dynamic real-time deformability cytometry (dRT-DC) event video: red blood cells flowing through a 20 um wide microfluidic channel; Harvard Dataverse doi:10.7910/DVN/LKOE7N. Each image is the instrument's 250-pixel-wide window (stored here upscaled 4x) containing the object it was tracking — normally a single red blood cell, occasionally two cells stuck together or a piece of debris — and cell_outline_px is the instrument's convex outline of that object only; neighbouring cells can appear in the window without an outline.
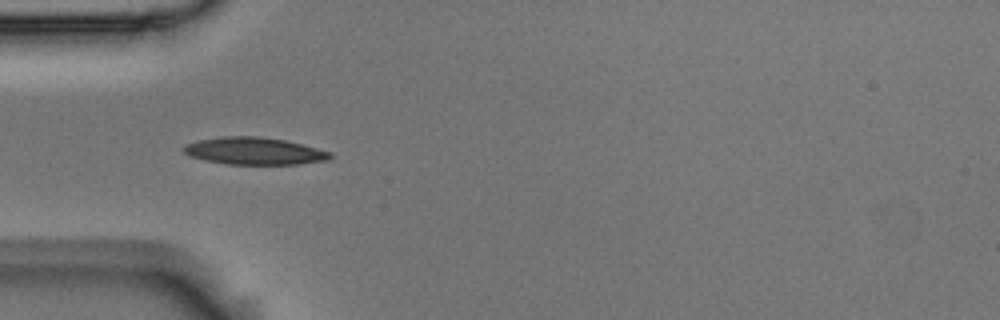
{"species": "Egyptian fruit bat (a non-hibernating species)", "species_latin": "Rousettus aegyptiacus", "temperature_condition": "room temperature", "stored_images_in_passage": 4, "camera_frame_rate_fps": 3000, "um_per_image_px": 0.085, "animal": {"sex": "male"}, "frame": {"image": 1, "passage_image": 3, "time_ms": 0.667, "image_size_px": [1000, 320], "cell_outline_px": [[332, 156], [328, 160], [300, 164], [224, 164], [204, 160], [188, 156], [180, 148], [184, 144], [196, 140], [224, 136], [260, 136], [284, 140], [332, 152]], "centroid_in_image_um": [21.54, 12.83], "position_along_channel_um": 63.5, "area_um2": 23.47}}
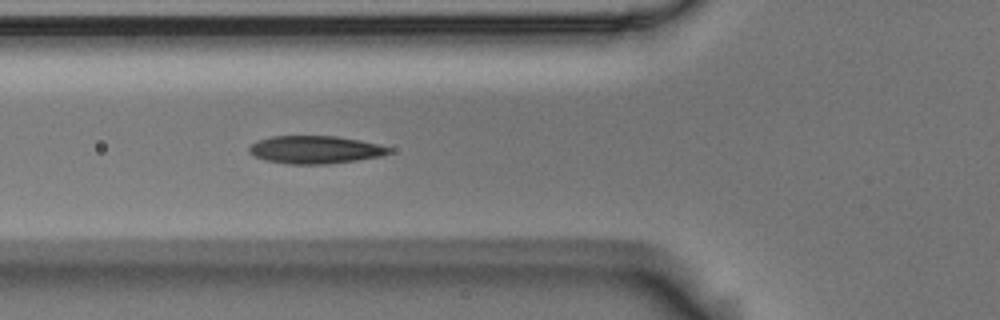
{"frame": {"image": 2, "passage_image": 4, "time_ms": 1.0, "image_size_px": [1000, 320], "cell_outline_px": [[392, 152], [380, 156], [356, 160], [328, 164], [288, 164], [264, 160], [248, 152], [248, 148], [256, 140], [272, 136], [336, 136], [360, 140], [392, 148]], "centroid_in_image_um": [26.76, 12.72], "position_along_channel_um": 99.0, "area_um2": 22.66}}